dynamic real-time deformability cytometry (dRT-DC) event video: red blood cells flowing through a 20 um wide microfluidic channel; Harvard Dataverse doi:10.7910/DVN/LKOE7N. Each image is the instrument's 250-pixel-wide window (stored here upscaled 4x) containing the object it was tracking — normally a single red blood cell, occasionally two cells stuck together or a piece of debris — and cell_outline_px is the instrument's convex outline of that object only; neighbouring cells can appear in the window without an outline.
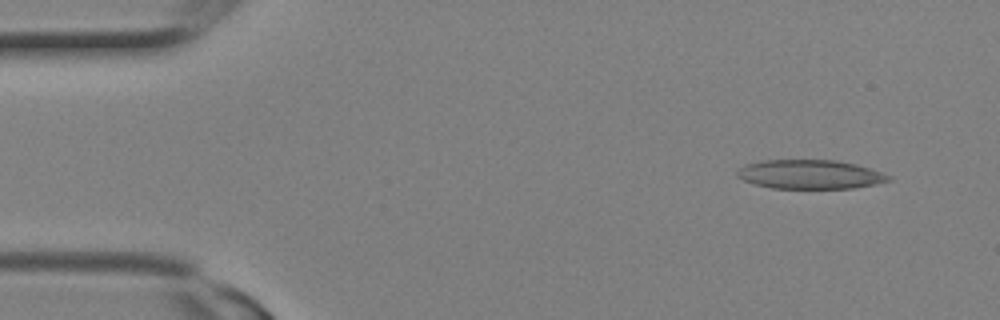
{"species": "Egyptian fruit bat (a non-hibernating species)", "species_latin": "Rousettus aegyptiacus", "temperature_condition": "room temperature", "stored_images_in_passage": 2, "camera_frame_rate_fps": 3000, "um_per_image_px": 0.085, "animal": {"sex": "female"}, "frame": {"image": 1, "passage_image": 1, "time_ms": 0.0, "image_size_px": [1000, 320], "cell_outline_px": [[892, 180], [876, 184], [852, 188], [772, 188], [756, 184], [744, 180], [736, 176], [736, 172], [744, 164], [764, 160], [836, 160], [856, 164], [892, 176]], "centroid_in_image_um": [68.85, 14.82], "position_along_channel_um": 16.1, "area_um2": 25.55}}